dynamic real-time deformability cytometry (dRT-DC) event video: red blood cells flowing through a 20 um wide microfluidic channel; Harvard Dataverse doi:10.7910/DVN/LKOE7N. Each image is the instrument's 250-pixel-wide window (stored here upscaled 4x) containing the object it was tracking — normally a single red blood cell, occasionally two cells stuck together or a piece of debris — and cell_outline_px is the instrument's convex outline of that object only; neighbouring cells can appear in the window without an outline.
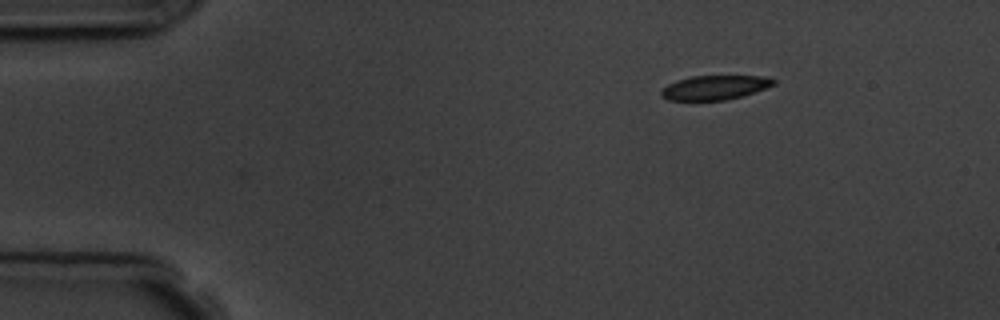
{"species": "common noctule bat (a hibernating species)", "species_latin": "Nyctalus noctula", "temperature_condition": "room temperature", "stored_images_in_passage": 4, "camera_frame_rate_fps": 3000, "um_per_image_px": 0.085, "animal": {"sex": "male", "body_mass_g": 19.5, "forearm_length_mm": 54.6}, "frame": {"image": 1, "passage_image": 4, "time_ms": 3.333, "image_size_px": [1000, 320], "cell_outline_px": [[776, 84], [740, 96], [724, 100], [668, 100], [660, 96], [660, 92], [668, 84], [676, 80], [692, 76], [760, 76], [776, 80]], "centroid_in_image_um": [60.7, 7.43], "position_along_channel_um": 24.3, "area_um2": 15.66}}